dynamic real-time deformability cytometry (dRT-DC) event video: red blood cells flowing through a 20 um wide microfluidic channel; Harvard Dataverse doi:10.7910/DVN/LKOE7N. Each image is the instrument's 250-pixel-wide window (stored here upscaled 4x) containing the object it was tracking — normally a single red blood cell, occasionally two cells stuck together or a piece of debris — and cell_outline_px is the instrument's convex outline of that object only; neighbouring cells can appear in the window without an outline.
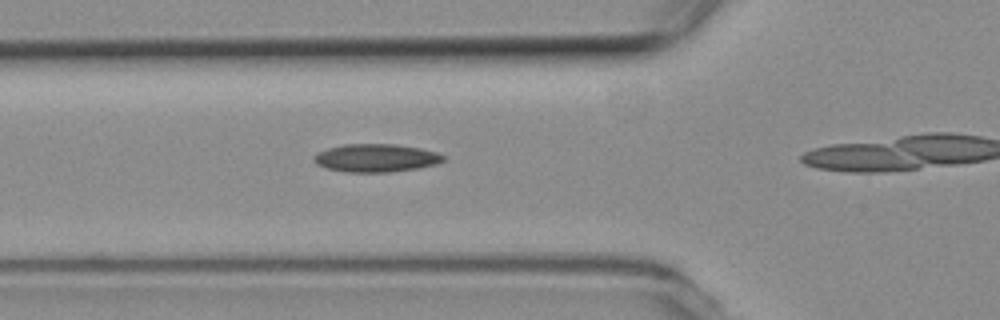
{"species": "common noctule bat (a hibernating species)", "species_latin": "Nyctalus noctula", "temperature_condition": "room temperature", "stored_images_in_passage": 14, "camera_frame_rate_fps": 3000, "um_per_image_px": 0.085, "animal": {"sex": "female", "body_mass_g": 19.3, "forearm_length_mm": 54.1}, "frame": {"image": 1, "passage_image": 7, "time_ms": 2.0, "image_size_px": [1000, 320], "cell_outline_px": [[444, 160], [436, 164], [420, 168], [388, 172], [348, 172], [328, 168], [316, 164], [312, 160], [312, 156], [316, 152], [328, 148], [344, 144], [396, 144], [420, 148], [436, 152], [444, 156]], "centroid_in_image_um": [31.93, 13.42], "position_along_channel_um": 93.9, "area_um2": 21.21}}
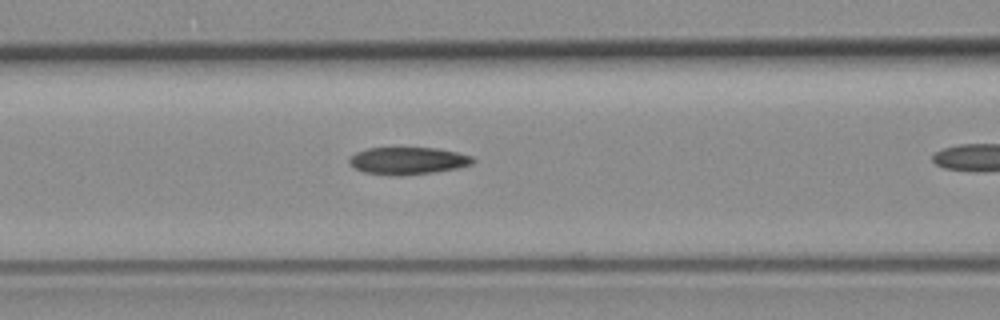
{"frame": {"image": 2, "passage_image": 10, "time_ms": 3.0, "image_size_px": [1000, 320], "cell_outline_px": [[476, 160], [472, 164], [456, 168], [432, 172], [404, 176], [396, 176], [364, 172], [356, 168], [348, 160], [356, 152], [368, 148], [436, 148], [456, 152], [472, 156]], "centroid_in_image_um": [34.69, 13.66], "position_along_channel_um": 131.9, "area_um2": 19.48}}